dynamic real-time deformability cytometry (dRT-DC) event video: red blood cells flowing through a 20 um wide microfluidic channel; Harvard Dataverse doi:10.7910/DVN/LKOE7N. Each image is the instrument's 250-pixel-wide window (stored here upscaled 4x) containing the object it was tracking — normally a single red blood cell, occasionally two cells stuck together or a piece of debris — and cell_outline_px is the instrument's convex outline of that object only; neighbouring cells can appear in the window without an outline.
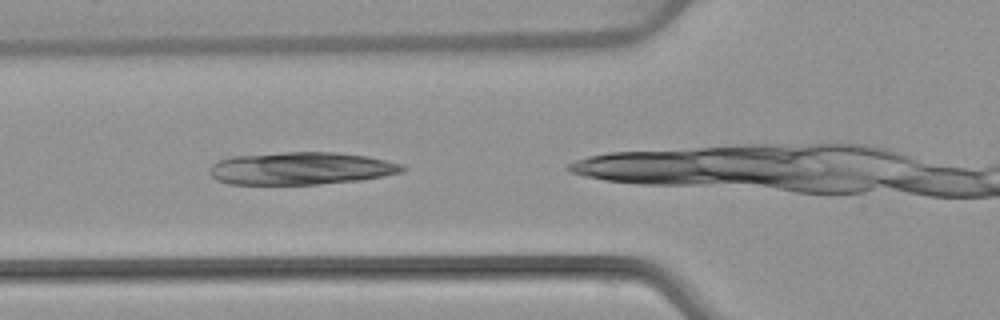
{"species": "common noctule bat (a hibernating species)", "species_latin": "Nyctalus noctula", "temperature_condition": "warm", "stored_images_in_passage": 4, "camera_frame_rate_fps": 3000, "um_per_image_px": 0.085, "animal": {"sex": "female", "body_mass_g": 22.7, "forearm_length_mm": 54.2}, "frame": {"image": 1, "passage_image": 3, "time_ms": 3.667, "image_size_px": [1000, 320], "cell_outline_px": [[408, 168], [404, 172], [384, 176], [360, 180], [320, 184], [228, 184], [216, 180], [208, 172], [212, 164], [220, 160], [232, 156], [284, 152], [336, 152], [368, 156], [404, 164]], "centroid_in_image_um": [25.63, 14.31], "position_along_channel_um": 100.2, "area_um2": 36.88}}